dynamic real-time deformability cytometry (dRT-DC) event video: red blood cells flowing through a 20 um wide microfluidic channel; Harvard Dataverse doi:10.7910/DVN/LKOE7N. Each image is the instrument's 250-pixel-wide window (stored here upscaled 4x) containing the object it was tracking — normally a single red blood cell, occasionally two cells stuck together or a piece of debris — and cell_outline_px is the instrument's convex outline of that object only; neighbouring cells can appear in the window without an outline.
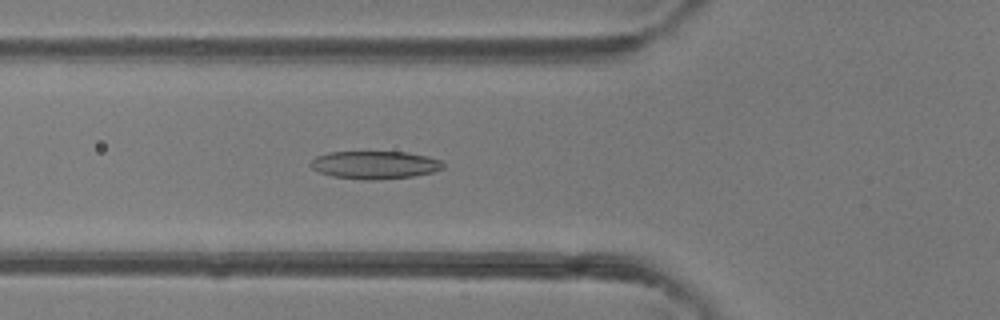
{"species": "common noctule bat (a hibernating species)", "species_latin": "Nyctalus noctula", "temperature_condition": "room temperature", "stored_images_in_passage": 46, "camera_frame_rate_fps": 3000, "um_per_image_px": 0.085, "animal": {"sex": "female"}, "frame": {"image": 1, "passage_image": 16, "time_ms": 5.0, "image_size_px": [1000, 320], "cell_outline_px": [[444, 168], [432, 172], [412, 176], [376, 180], [364, 180], [332, 176], [320, 172], [312, 168], [308, 164], [316, 156], [328, 152], [408, 152], [428, 156], [440, 160], [444, 164]], "centroid_in_image_um": [31.85, 14.01], "position_along_channel_um": 93.9, "area_um2": 21.56}}
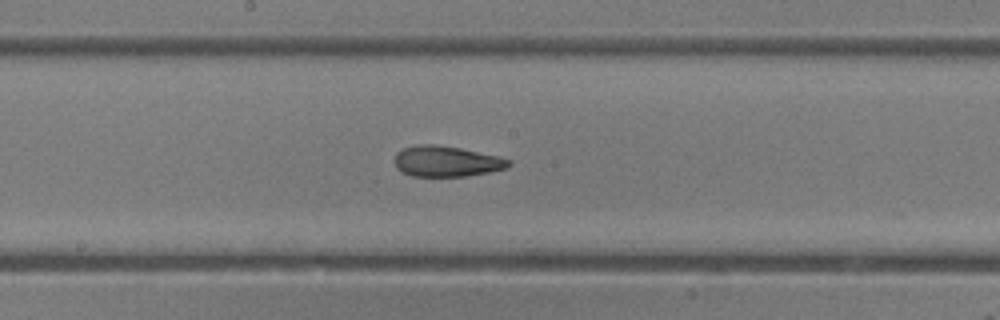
{"frame": {"image": 2, "passage_image": 24, "time_ms": 7.667, "image_size_px": [1000, 320], "cell_outline_px": [[512, 164], [508, 168], [468, 176], [412, 176], [400, 172], [396, 168], [392, 160], [396, 152], [404, 148], [416, 144], [432, 144], [460, 148], [500, 156], [512, 160]], "centroid_in_image_um": [37.93, 13.71], "position_along_channel_um": 210.3, "area_um2": 20.81}}
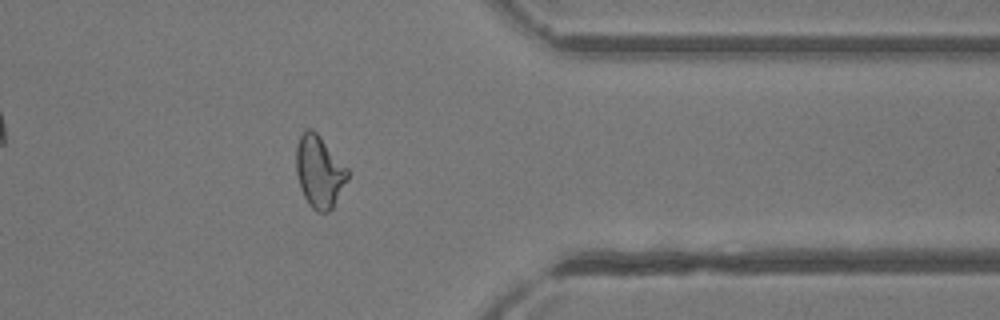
{"frame": {"image": 3, "passage_image": 37, "time_ms": 12.0, "image_size_px": [1000, 320], "cell_outline_px": [[348, 180], [332, 208], [328, 212], [316, 212], [308, 204], [300, 188], [296, 172], [296, 148], [300, 136], [304, 128], [312, 128], [320, 136], [348, 168]], "centroid_in_image_um": [27.13, 14.58], "position_along_channel_um": 384.3, "area_um2": 21.73}, "authors_computed_cell_mechanics": {"area_um2": 22.0218, "velocity_mm_per_s": 4.3211, "shape_relaxation_time_tau1_ms": null, "shape_relaxation_time_tau2_ms": 2.8732, "deformation_change_tau1": null, "deformation_change_tau2": 0.1059}}